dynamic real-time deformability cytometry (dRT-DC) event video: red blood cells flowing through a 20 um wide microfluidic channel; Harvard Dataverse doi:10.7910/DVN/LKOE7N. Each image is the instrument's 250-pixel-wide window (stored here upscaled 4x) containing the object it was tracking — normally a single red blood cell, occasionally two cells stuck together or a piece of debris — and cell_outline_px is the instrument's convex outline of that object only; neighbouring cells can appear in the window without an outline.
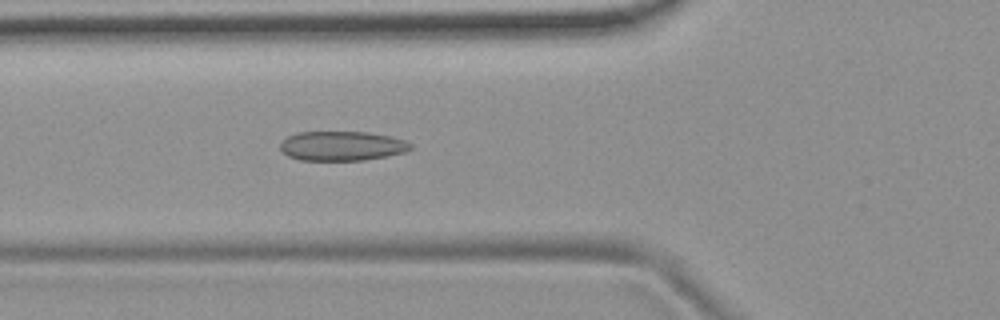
{"species": "common noctule bat (a hibernating species)", "species_latin": "Nyctalus noctula", "temperature_condition": "room temperature", "stored_images_in_passage": 53, "camera_frame_rate_fps": 3000, "um_per_image_px": 0.085, "animal": {"sex": "female", "body_mass_g": 19.9}, "frame": {"image": 1, "passage_image": 19, "time_ms": 6.0, "image_size_px": [1000, 320], "cell_outline_px": [[412, 148], [404, 152], [388, 156], [364, 160], [300, 160], [288, 156], [280, 148], [280, 144], [288, 136], [296, 132], [368, 132], [392, 136], [404, 140], [412, 144]], "centroid_in_image_um": [29.08, 12.4], "position_along_channel_um": 96.7, "area_um2": 22.43}}
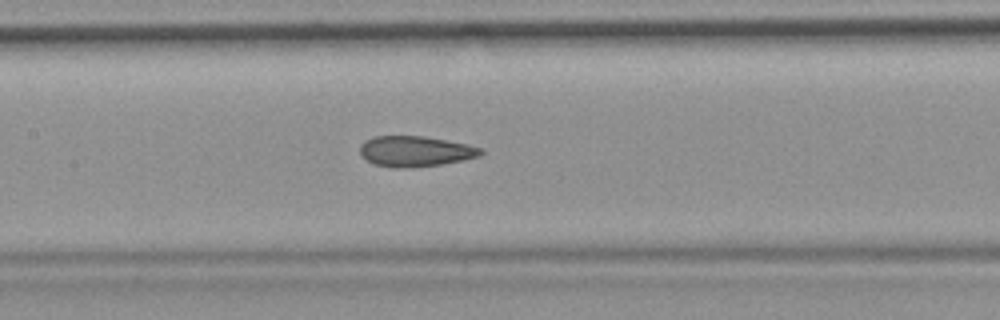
{"frame": {"image": 2, "passage_image": 25, "time_ms": 8.0, "image_size_px": [1000, 320], "cell_outline_px": [[484, 152], [480, 156], [464, 160], [440, 164], [404, 168], [396, 168], [372, 164], [360, 156], [360, 144], [364, 140], [372, 136], [424, 136], [468, 144], [484, 148]], "centroid_in_image_um": [35.28, 12.85], "position_along_channel_um": 172.1, "area_um2": 21.79}}
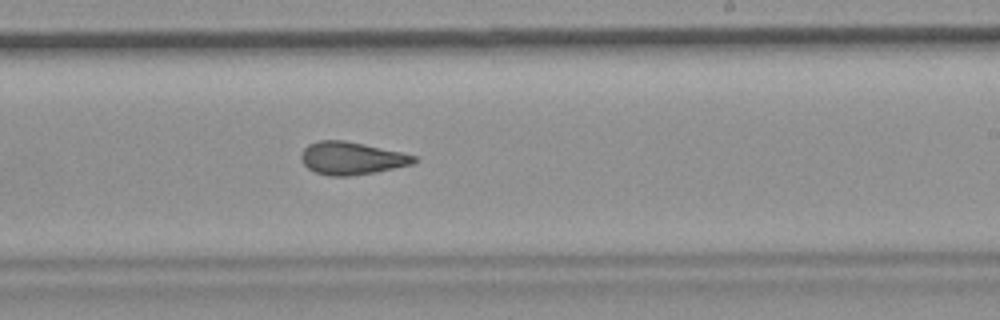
{"frame": {"image": 3, "passage_image": 32, "time_ms": 10.333, "image_size_px": [1000, 320], "cell_outline_px": [[416, 160], [412, 164], [376, 172], [348, 176], [328, 176], [316, 172], [308, 168], [304, 164], [300, 156], [304, 148], [308, 144], [316, 140], [344, 140], [364, 144], [400, 152], [416, 156]], "centroid_in_image_um": [29.85, 13.44], "position_along_channel_um": 259.2, "area_um2": 21.39}, "authors_computed_cell_mechanics": {"area_um2": 21.9062, "velocity_mm_per_s": 3.7436, "shape_relaxation_time_tau1_ms": null, "shape_relaxation_time_tau2_ms": 1.6778, "deformation_change_tau1": null, "deformation_change_tau2": 0.0741}}